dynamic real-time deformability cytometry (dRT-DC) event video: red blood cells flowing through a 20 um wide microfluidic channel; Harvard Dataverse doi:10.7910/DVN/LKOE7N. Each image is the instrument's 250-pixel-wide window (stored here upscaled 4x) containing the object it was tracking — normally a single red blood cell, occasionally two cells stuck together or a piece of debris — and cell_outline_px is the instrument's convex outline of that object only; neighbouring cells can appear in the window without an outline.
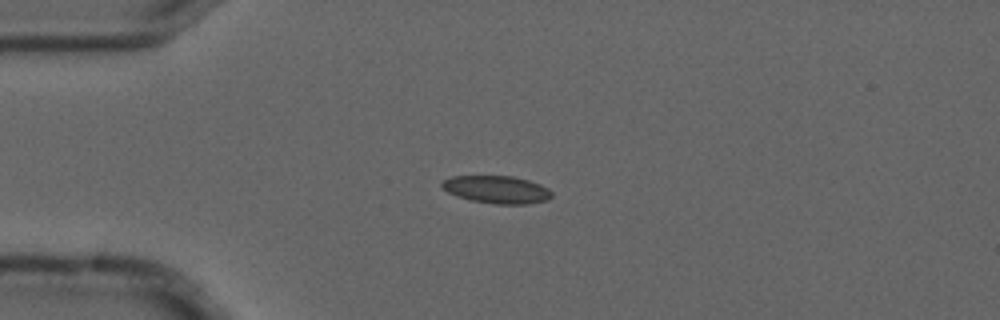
{"species": "common noctule bat (a hibernating species)", "species_latin": "Nyctalus noctula", "temperature_condition": "cold", "stored_images_in_passage": 9, "camera_frame_rate_fps": 3000, "um_per_image_px": 0.085, "animal": {"sex": "male", "forearm_length_mm": 52.5}, "frame": {"image": 1, "passage_image": 3, "time_ms": 0.667, "image_size_px": [1000, 320], "cell_outline_px": [[552, 196], [548, 200], [528, 204], [496, 204], [472, 200], [448, 192], [440, 184], [444, 180], [452, 176], [512, 176], [528, 180], [540, 184], [548, 188], [552, 192]], "centroid_in_image_um": [42.27, 16.11], "position_along_channel_um": 42.7, "area_um2": 17.51}}
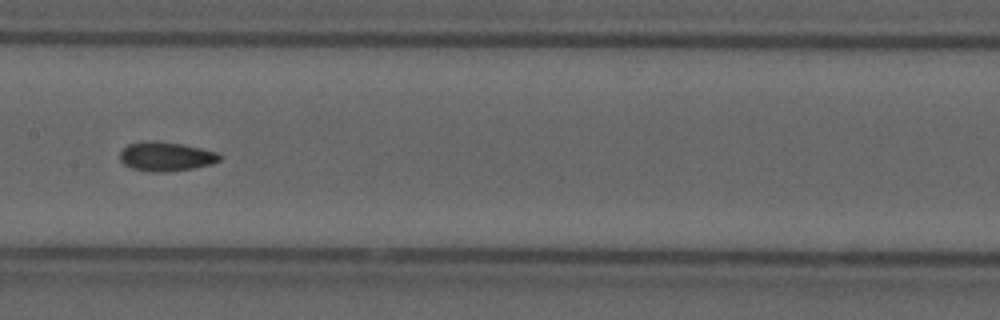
{"frame": {"image": 2, "passage_image": 7, "time_ms": 2.0, "image_size_px": [1000, 320], "cell_outline_px": [[220, 160], [212, 164], [192, 168], [164, 172], [152, 172], [132, 168], [124, 164], [120, 160], [120, 152], [128, 144], [144, 140], [156, 140], [184, 144], [216, 152], [220, 156]], "centroid_in_image_um": [14.08, 13.28], "position_along_channel_um": 193.3, "area_um2": 16.99}}
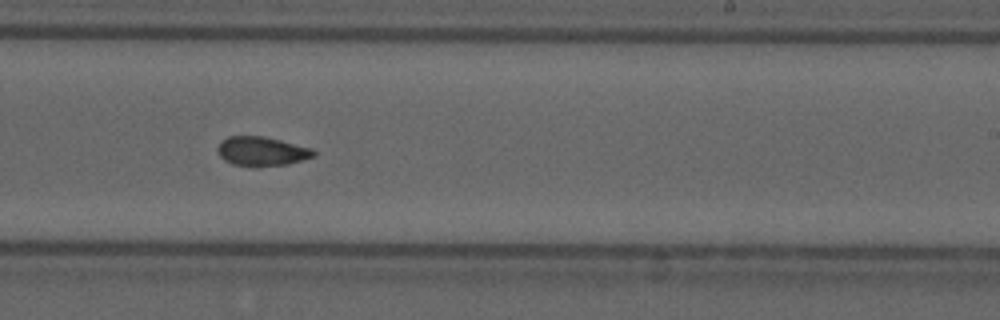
{"frame": {"image": 3, "passage_image": 9, "time_ms": 2.667, "image_size_px": [1000, 320], "cell_outline_px": [[316, 156], [288, 164], [260, 168], [252, 168], [232, 164], [224, 160], [220, 156], [216, 148], [220, 140], [228, 136], [264, 136], [312, 148], [316, 152]], "centroid_in_image_um": [22.22, 12.88], "position_along_channel_um": 266.8, "area_um2": 16.88}}